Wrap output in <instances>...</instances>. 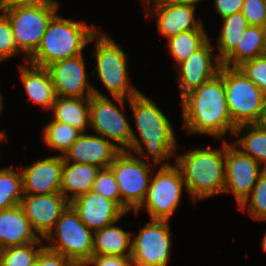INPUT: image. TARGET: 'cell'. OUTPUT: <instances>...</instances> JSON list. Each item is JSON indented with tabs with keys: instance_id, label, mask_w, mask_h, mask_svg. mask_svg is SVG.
Instances as JSON below:
<instances>
[{
	"instance_id": "cell-25",
	"label": "cell",
	"mask_w": 266,
	"mask_h": 266,
	"mask_svg": "<svg viewBox=\"0 0 266 266\" xmlns=\"http://www.w3.org/2000/svg\"><path fill=\"white\" fill-rule=\"evenodd\" d=\"M114 224L93 232V255L131 256V233Z\"/></svg>"
},
{
	"instance_id": "cell-27",
	"label": "cell",
	"mask_w": 266,
	"mask_h": 266,
	"mask_svg": "<svg viewBox=\"0 0 266 266\" xmlns=\"http://www.w3.org/2000/svg\"><path fill=\"white\" fill-rule=\"evenodd\" d=\"M236 134L241 137L236 138L233 145L260 165L264 163L262 168L266 169V128L261 123L241 125L235 129L233 135Z\"/></svg>"
},
{
	"instance_id": "cell-13",
	"label": "cell",
	"mask_w": 266,
	"mask_h": 266,
	"mask_svg": "<svg viewBox=\"0 0 266 266\" xmlns=\"http://www.w3.org/2000/svg\"><path fill=\"white\" fill-rule=\"evenodd\" d=\"M252 157L244 155L226 141L224 194L235 195L239 206L250 196L260 174L265 170Z\"/></svg>"
},
{
	"instance_id": "cell-35",
	"label": "cell",
	"mask_w": 266,
	"mask_h": 266,
	"mask_svg": "<svg viewBox=\"0 0 266 266\" xmlns=\"http://www.w3.org/2000/svg\"><path fill=\"white\" fill-rule=\"evenodd\" d=\"M238 68L253 81L266 96V53L243 62Z\"/></svg>"
},
{
	"instance_id": "cell-5",
	"label": "cell",
	"mask_w": 266,
	"mask_h": 266,
	"mask_svg": "<svg viewBox=\"0 0 266 266\" xmlns=\"http://www.w3.org/2000/svg\"><path fill=\"white\" fill-rule=\"evenodd\" d=\"M90 42H95V50L91 53L96 60L94 70L97 72L95 74L92 71L91 75L103 82L106 90L123 109L125 100L141 92L129 82L127 55L113 39L99 31Z\"/></svg>"
},
{
	"instance_id": "cell-1",
	"label": "cell",
	"mask_w": 266,
	"mask_h": 266,
	"mask_svg": "<svg viewBox=\"0 0 266 266\" xmlns=\"http://www.w3.org/2000/svg\"><path fill=\"white\" fill-rule=\"evenodd\" d=\"M183 128L189 134H207L225 140L233 135V120L227 106L223 77L218 73L181 99Z\"/></svg>"
},
{
	"instance_id": "cell-9",
	"label": "cell",
	"mask_w": 266,
	"mask_h": 266,
	"mask_svg": "<svg viewBox=\"0 0 266 266\" xmlns=\"http://www.w3.org/2000/svg\"><path fill=\"white\" fill-rule=\"evenodd\" d=\"M59 6L33 5L2 8L11 23L15 45L24 52V61L38 49L51 18L58 13Z\"/></svg>"
},
{
	"instance_id": "cell-34",
	"label": "cell",
	"mask_w": 266,
	"mask_h": 266,
	"mask_svg": "<svg viewBox=\"0 0 266 266\" xmlns=\"http://www.w3.org/2000/svg\"><path fill=\"white\" fill-rule=\"evenodd\" d=\"M93 191L116 202L121 207L120 191L112 170L101 168L96 176Z\"/></svg>"
},
{
	"instance_id": "cell-10",
	"label": "cell",
	"mask_w": 266,
	"mask_h": 266,
	"mask_svg": "<svg viewBox=\"0 0 266 266\" xmlns=\"http://www.w3.org/2000/svg\"><path fill=\"white\" fill-rule=\"evenodd\" d=\"M109 168L119 187L121 208L126 213L135 211L145 199L150 173L154 170L153 164L142 161L141 157H135L131 152L121 151Z\"/></svg>"
},
{
	"instance_id": "cell-8",
	"label": "cell",
	"mask_w": 266,
	"mask_h": 266,
	"mask_svg": "<svg viewBox=\"0 0 266 266\" xmlns=\"http://www.w3.org/2000/svg\"><path fill=\"white\" fill-rule=\"evenodd\" d=\"M184 186L186 188L182 173L175 164L160 166L157 173L151 175L145 199L134 213L138 214L144 207L151 220L170 221L180 204Z\"/></svg>"
},
{
	"instance_id": "cell-30",
	"label": "cell",
	"mask_w": 266,
	"mask_h": 266,
	"mask_svg": "<svg viewBox=\"0 0 266 266\" xmlns=\"http://www.w3.org/2000/svg\"><path fill=\"white\" fill-rule=\"evenodd\" d=\"M13 167L0 169V210L20 205L23 197L22 173Z\"/></svg>"
},
{
	"instance_id": "cell-39",
	"label": "cell",
	"mask_w": 266,
	"mask_h": 266,
	"mask_svg": "<svg viewBox=\"0 0 266 266\" xmlns=\"http://www.w3.org/2000/svg\"><path fill=\"white\" fill-rule=\"evenodd\" d=\"M132 266L131 256L93 255L83 266Z\"/></svg>"
},
{
	"instance_id": "cell-31",
	"label": "cell",
	"mask_w": 266,
	"mask_h": 266,
	"mask_svg": "<svg viewBox=\"0 0 266 266\" xmlns=\"http://www.w3.org/2000/svg\"><path fill=\"white\" fill-rule=\"evenodd\" d=\"M81 134V131L68 124L51 120L43 129V141L49 148L61 151L63 156Z\"/></svg>"
},
{
	"instance_id": "cell-41",
	"label": "cell",
	"mask_w": 266,
	"mask_h": 266,
	"mask_svg": "<svg viewBox=\"0 0 266 266\" xmlns=\"http://www.w3.org/2000/svg\"><path fill=\"white\" fill-rule=\"evenodd\" d=\"M33 5L60 6V3L56 0H4L2 8Z\"/></svg>"
},
{
	"instance_id": "cell-26",
	"label": "cell",
	"mask_w": 266,
	"mask_h": 266,
	"mask_svg": "<svg viewBox=\"0 0 266 266\" xmlns=\"http://www.w3.org/2000/svg\"><path fill=\"white\" fill-rule=\"evenodd\" d=\"M266 53V28L248 26L237 48L222 62V65L238 67L243 62Z\"/></svg>"
},
{
	"instance_id": "cell-7",
	"label": "cell",
	"mask_w": 266,
	"mask_h": 266,
	"mask_svg": "<svg viewBox=\"0 0 266 266\" xmlns=\"http://www.w3.org/2000/svg\"><path fill=\"white\" fill-rule=\"evenodd\" d=\"M44 240L50 243L45 247L62 254L75 266H83L93 256V232L80 220L70 204Z\"/></svg>"
},
{
	"instance_id": "cell-14",
	"label": "cell",
	"mask_w": 266,
	"mask_h": 266,
	"mask_svg": "<svg viewBox=\"0 0 266 266\" xmlns=\"http://www.w3.org/2000/svg\"><path fill=\"white\" fill-rule=\"evenodd\" d=\"M54 86L56 96L90 98L93 85L88 82L89 73L83 54L56 61L46 67Z\"/></svg>"
},
{
	"instance_id": "cell-36",
	"label": "cell",
	"mask_w": 266,
	"mask_h": 266,
	"mask_svg": "<svg viewBox=\"0 0 266 266\" xmlns=\"http://www.w3.org/2000/svg\"><path fill=\"white\" fill-rule=\"evenodd\" d=\"M0 62L19 55L20 51L15 45L14 35L9 18L0 11Z\"/></svg>"
},
{
	"instance_id": "cell-38",
	"label": "cell",
	"mask_w": 266,
	"mask_h": 266,
	"mask_svg": "<svg viewBox=\"0 0 266 266\" xmlns=\"http://www.w3.org/2000/svg\"><path fill=\"white\" fill-rule=\"evenodd\" d=\"M35 263L38 266H75L65 256L54 252L45 246L38 253Z\"/></svg>"
},
{
	"instance_id": "cell-6",
	"label": "cell",
	"mask_w": 266,
	"mask_h": 266,
	"mask_svg": "<svg viewBox=\"0 0 266 266\" xmlns=\"http://www.w3.org/2000/svg\"><path fill=\"white\" fill-rule=\"evenodd\" d=\"M227 106L233 120V134L241 125L260 124L264 116L266 96L238 67L222 65Z\"/></svg>"
},
{
	"instance_id": "cell-18",
	"label": "cell",
	"mask_w": 266,
	"mask_h": 266,
	"mask_svg": "<svg viewBox=\"0 0 266 266\" xmlns=\"http://www.w3.org/2000/svg\"><path fill=\"white\" fill-rule=\"evenodd\" d=\"M63 156L38 159L21 169L23 194L47 195L61 192Z\"/></svg>"
},
{
	"instance_id": "cell-23",
	"label": "cell",
	"mask_w": 266,
	"mask_h": 266,
	"mask_svg": "<svg viewBox=\"0 0 266 266\" xmlns=\"http://www.w3.org/2000/svg\"><path fill=\"white\" fill-rule=\"evenodd\" d=\"M100 169L94 165L72 163L63 159L61 193L66 200L70 203L75 198L92 190Z\"/></svg>"
},
{
	"instance_id": "cell-42",
	"label": "cell",
	"mask_w": 266,
	"mask_h": 266,
	"mask_svg": "<svg viewBox=\"0 0 266 266\" xmlns=\"http://www.w3.org/2000/svg\"><path fill=\"white\" fill-rule=\"evenodd\" d=\"M203 0H141V2H158L165 4H191L197 5V3L202 2Z\"/></svg>"
},
{
	"instance_id": "cell-32",
	"label": "cell",
	"mask_w": 266,
	"mask_h": 266,
	"mask_svg": "<svg viewBox=\"0 0 266 266\" xmlns=\"http://www.w3.org/2000/svg\"><path fill=\"white\" fill-rule=\"evenodd\" d=\"M42 243V241H36L1 249L0 266H32L36 262L38 253L44 247Z\"/></svg>"
},
{
	"instance_id": "cell-45",
	"label": "cell",
	"mask_w": 266,
	"mask_h": 266,
	"mask_svg": "<svg viewBox=\"0 0 266 266\" xmlns=\"http://www.w3.org/2000/svg\"><path fill=\"white\" fill-rule=\"evenodd\" d=\"M262 248L266 252V233L264 234V237L262 239Z\"/></svg>"
},
{
	"instance_id": "cell-29",
	"label": "cell",
	"mask_w": 266,
	"mask_h": 266,
	"mask_svg": "<svg viewBox=\"0 0 266 266\" xmlns=\"http://www.w3.org/2000/svg\"><path fill=\"white\" fill-rule=\"evenodd\" d=\"M209 39L205 28H198L191 31L180 32L177 35L171 36L167 39L168 49L170 55L176 60L179 65L185 61L189 56L199 49Z\"/></svg>"
},
{
	"instance_id": "cell-19",
	"label": "cell",
	"mask_w": 266,
	"mask_h": 266,
	"mask_svg": "<svg viewBox=\"0 0 266 266\" xmlns=\"http://www.w3.org/2000/svg\"><path fill=\"white\" fill-rule=\"evenodd\" d=\"M120 152L121 150L113 142L104 137L82 133L65 152L63 159L72 163L108 168Z\"/></svg>"
},
{
	"instance_id": "cell-21",
	"label": "cell",
	"mask_w": 266,
	"mask_h": 266,
	"mask_svg": "<svg viewBox=\"0 0 266 266\" xmlns=\"http://www.w3.org/2000/svg\"><path fill=\"white\" fill-rule=\"evenodd\" d=\"M43 241L34 229L20 205L0 210V250Z\"/></svg>"
},
{
	"instance_id": "cell-20",
	"label": "cell",
	"mask_w": 266,
	"mask_h": 266,
	"mask_svg": "<svg viewBox=\"0 0 266 266\" xmlns=\"http://www.w3.org/2000/svg\"><path fill=\"white\" fill-rule=\"evenodd\" d=\"M147 4V5H146ZM142 5H152L151 13L156 15L157 30L166 38L180 32L205 28L201 19H196L197 5L191 4H165L158 2H142Z\"/></svg>"
},
{
	"instance_id": "cell-16",
	"label": "cell",
	"mask_w": 266,
	"mask_h": 266,
	"mask_svg": "<svg viewBox=\"0 0 266 266\" xmlns=\"http://www.w3.org/2000/svg\"><path fill=\"white\" fill-rule=\"evenodd\" d=\"M69 204L61 192L47 195L23 194L20 202L31 227L43 239L52 231Z\"/></svg>"
},
{
	"instance_id": "cell-3",
	"label": "cell",
	"mask_w": 266,
	"mask_h": 266,
	"mask_svg": "<svg viewBox=\"0 0 266 266\" xmlns=\"http://www.w3.org/2000/svg\"><path fill=\"white\" fill-rule=\"evenodd\" d=\"M221 141V149L192 148L175 156V165L194 202L224 193L226 140Z\"/></svg>"
},
{
	"instance_id": "cell-22",
	"label": "cell",
	"mask_w": 266,
	"mask_h": 266,
	"mask_svg": "<svg viewBox=\"0 0 266 266\" xmlns=\"http://www.w3.org/2000/svg\"><path fill=\"white\" fill-rule=\"evenodd\" d=\"M19 69L20 78L29 100L45 110H51L56 94L47 68L33 65L27 61L25 65L20 64Z\"/></svg>"
},
{
	"instance_id": "cell-15",
	"label": "cell",
	"mask_w": 266,
	"mask_h": 266,
	"mask_svg": "<svg viewBox=\"0 0 266 266\" xmlns=\"http://www.w3.org/2000/svg\"><path fill=\"white\" fill-rule=\"evenodd\" d=\"M212 43L208 39L189 58L175 67L178 71V83L181 99L203 83L214 78L222 66L218 57L213 55ZM214 56V57H213Z\"/></svg>"
},
{
	"instance_id": "cell-47",
	"label": "cell",
	"mask_w": 266,
	"mask_h": 266,
	"mask_svg": "<svg viewBox=\"0 0 266 266\" xmlns=\"http://www.w3.org/2000/svg\"><path fill=\"white\" fill-rule=\"evenodd\" d=\"M7 139H5L2 135H0V141H5Z\"/></svg>"
},
{
	"instance_id": "cell-12",
	"label": "cell",
	"mask_w": 266,
	"mask_h": 266,
	"mask_svg": "<svg viewBox=\"0 0 266 266\" xmlns=\"http://www.w3.org/2000/svg\"><path fill=\"white\" fill-rule=\"evenodd\" d=\"M169 221L150 220L132 240V266H167L171 256Z\"/></svg>"
},
{
	"instance_id": "cell-24",
	"label": "cell",
	"mask_w": 266,
	"mask_h": 266,
	"mask_svg": "<svg viewBox=\"0 0 266 266\" xmlns=\"http://www.w3.org/2000/svg\"><path fill=\"white\" fill-rule=\"evenodd\" d=\"M52 120L70 125L85 133L90 125V98L56 96Z\"/></svg>"
},
{
	"instance_id": "cell-2",
	"label": "cell",
	"mask_w": 266,
	"mask_h": 266,
	"mask_svg": "<svg viewBox=\"0 0 266 266\" xmlns=\"http://www.w3.org/2000/svg\"><path fill=\"white\" fill-rule=\"evenodd\" d=\"M140 138L131 129V145L128 152L146 158L152 157L154 166H169L178 148L170 119L160 110L152 99L140 92L128 101ZM145 147V148H143ZM147 151V154H145ZM163 162V163H162ZM168 162V163H167Z\"/></svg>"
},
{
	"instance_id": "cell-37",
	"label": "cell",
	"mask_w": 266,
	"mask_h": 266,
	"mask_svg": "<svg viewBox=\"0 0 266 266\" xmlns=\"http://www.w3.org/2000/svg\"><path fill=\"white\" fill-rule=\"evenodd\" d=\"M241 13L249 26L266 28V0H244Z\"/></svg>"
},
{
	"instance_id": "cell-44",
	"label": "cell",
	"mask_w": 266,
	"mask_h": 266,
	"mask_svg": "<svg viewBox=\"0 0 266 266\" xmlns=\"http://www.w3.org/2000/svg\"><path fill=\"white\" fill-rule=\"evenodd\" d=\"M261 124L266 128V103H265V109H264V116H263Z\"/></svg>"
},
{
	"instance_id": "cell-4",
	"label": "cell",
	"mask_w": 266,
	"mask_h": 266,
	"mask_svg": "<svg viewBox=\"0 0 266 266\" xmlns=\"http://www.w3.org/2000/svg\"><path fill=\"white\" fill-rule=\"evenodd\" d=\"M96 27L82 21L65 19L57 13L48 23L38 49L27 59L33 65L47 67L50 64L82 54Z\"/></svg>"
},
{
	"instance_id": "cell-46",
	"label": "cell",
	"mask_w": 266,
	"mask_h": 266,
	"mask_svg": "<svg viewBox=\"0 0 266 266\" xmlns=\"http://www.w3.org/2000/svg\"><path fill=\"white\" fill-rule=\"evenodd\" d=\"M3 3H4V0H0V10H1L2 7H3Z\"/></svg>"
},
{
	"instance_id": "cell-28",
	"label": "cell",
	"mask_w": 266,
	"mask_h": 266,
	"mask_svg": "<svg viewBox=\"0 0 266 266\" xmlns=\"http://www.w3.org/2000/svg\"><path fill=\"white\" fill-rule=\"evenodd\" d=\"M223 25L217 39L218 59L223 62L236 48L243 32L249 26L240 12L222 18Z\"/></svg>"
},
{
	"instance_id": "cell-40",
	"label": "cell",
	"mask_w": 266,
	"mask_h": 266,
	"mask_svg": "<svg viewBox=\"0 0 266 266\" xmlns=\"http://www.w3.org/2000/svg\"><path fill=\"white\" fill-rule=\"evenodd\" d=\"M244 0H214V8L221 18L242 10Z\"/></svg>"
},
{
	"instance_id": "cell-11",
	"label": "cell",
	"mask_w": 266,
	"mask_h": 266,
	"mask_svg": "<svg viewBox=\"0 0 266 266\" xmlns=\"http://www.w3.org/2000/svg\"><path fill=\"white\" fill-rule=\"evenodd\" d=\"M90 97V125L97 135L104 137L119 148L128 151L131 145V126L126 116L107 95L93 87Z\"/></svg>"
},
{
	"instance_id": "cell-17",
	"label": "cell",
	"mask_w": 266,
	"mask_h": 266,
	"mask_svg": "<svg viewBox=\"0 0 266 266\" xmlns=\"http://www.w3.org/2000/svg\"><path fill=\"white\" fill-rule=\"evenodd\" d=\"M70 205L92 232L117 223L127 214L116 202L93 190L75 198Z\"/></svg>"
},
{
	"instance_id": "cell-43",
	"label": "cell",
	"mask_w": 266,
	"mask_h": 266,
	"mask_svg": "<svg viewBox=\"0 0 266 266\" xmlns=\"http://www.w3.org/2000/svg\"><path fill=\"white\" fill-rule=\"evenodd\" d=\"M2 107H3V95L1 94V91H0V113L2 112V109H3ZM0 135H2L5 139L6 138L8 139V137H6L5 130L4 131H1L0 132Z\"/></svg>"
},
{
	"instance_id": "cell-33",
	"label": "cell",
	"mask_w": 266,
	"mask_h": 266,
	"mask_svg": "<svg viewBox=\"0 0 266 266\" xmlns=\"http://www.w3.org/2000/svg\"><path fill=\"white\" fill-rule=\"evenodd\" d=\"M246 207L254 220L266 221V169L260 174L250 196L240 206L243 212Z\"/></svg>"
}]
</instances>
